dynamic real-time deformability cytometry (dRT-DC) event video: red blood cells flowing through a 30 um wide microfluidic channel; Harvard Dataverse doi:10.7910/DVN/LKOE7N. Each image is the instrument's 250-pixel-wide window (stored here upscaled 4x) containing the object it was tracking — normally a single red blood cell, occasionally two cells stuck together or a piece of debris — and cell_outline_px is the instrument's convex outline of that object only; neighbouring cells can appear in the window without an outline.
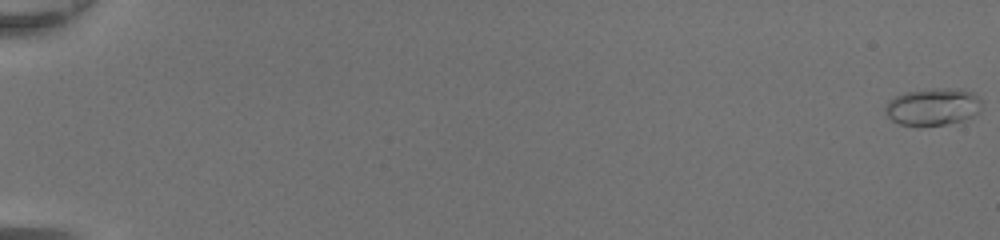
{"species": "common noctule bat (a hibernating species)", "species_latin": "Nyctalus noctula", "temperature_condition": "room temperature", "stored_images_in_passage": 50, "camera_frame_rate_fps": 3000, "um_per_image_px": 0.085, "animal": {"sex": "female", "body_mass_g": 20.0, "forearm_length_mm": 54.0}, "frame": {"image": 1, "passage_image": 1, "time_ms": 0.0, "image_size_px": [1000, 240], "cell_outline_px": [[984, 104], [980, 112], [972, 116], [960, 120], [944, 124], [900, 124], [892, 120], [884, 112], [884, 108], [888, 100], [904, 92], [932, 88], [960, 88], [972, 92], [980, 96], [984, 100]], "centroid_in_image_um": [79.35, 9.03], "position_along_channel_um": 5.6, "area_um2": 21.04}}
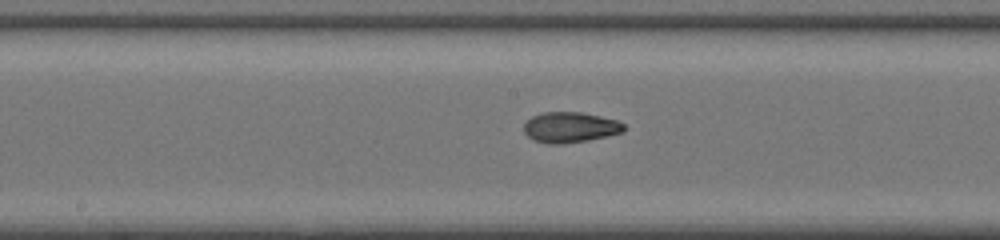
{"frame": {"image": 2, "passage_image": 29, "time_ms": 9.333, "image_size_px": [1000, 240], "cell_outline_px": [[624, 132], [588, 140], [564, 144], [548, 144], [532, 140], [524, 132], [524, 124], [532, 116], [544, 112], [580, 112], [600, 116], [616, 120], [624, 124]], "centroid_in_image_um": [48.44, 10.83], "position_along_channel_um": 199.8, "area_um2": 17.8}}
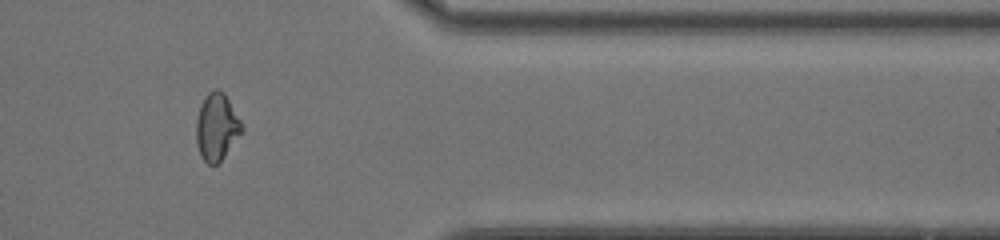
{"frame": {"image": 3, "passage_image": 43, "time_ms": 14.0, "image_size_px": [1000, 240], "cell_outline_px": [[244, 132], [224, 156], [216, 164], [208, 164], [200, 156], [196, 140], [196, 120], [200, 104], [208, 92], [212, 88], [220, 88], [224, 92], [240, 120], [244, 128]], "centroid_in_image_um": [18.42, 10.76], "position_along_channel_um": 393.0, "area_um2": 18.03}, "authors_computed_cell_mechanics": {"area_um2": 17.7157, "velocity_mm_per_s": 4.4225, "shape_relaxation_time_tau1_ms": 8.0075, "shape_relaxation_time_tau2_ms": 1.5725, "deformation_change_tau1": 0.2877, "deformation_change_tau2": 0.0679}}